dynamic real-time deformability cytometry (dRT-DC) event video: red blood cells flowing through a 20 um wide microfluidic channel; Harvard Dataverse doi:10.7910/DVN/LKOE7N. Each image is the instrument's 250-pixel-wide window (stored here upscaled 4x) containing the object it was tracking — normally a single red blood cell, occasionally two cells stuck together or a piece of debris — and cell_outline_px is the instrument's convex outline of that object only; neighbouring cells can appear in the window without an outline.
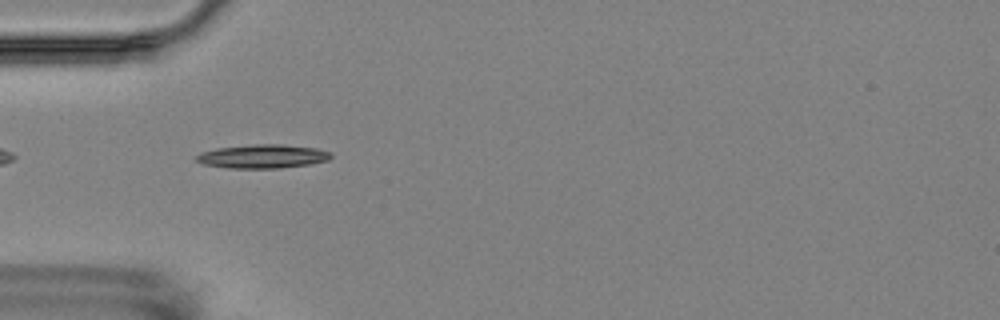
{"species": "Egyptian fruit bat (a non-hibernating species)", "species_latin": "Rousettus aegyptiacus", "temperature_condition": "room temperature", "stored_images_in_passage": 7, "camera_frame_rate_fps": 3000, "um_per_image_px": 0.085, "animal": {"sex": "female"}, "frame": {"image": 1, "passage_image": 1, "time_ms": 0.0, "image_size_px": [1000, 320], "cell_outline_px": [[332, 156], [328, 160], [308, 164], [280, 168], [228, 168], [204, 164], [196, 160], [196, 156], [200, 152], [216, 148], [252, 144], [280, 144], [316, 148], [332, 152]], "centroid_in_image_um": [22.32, 13.28], "position_along_channel_um": 62.7, "area_um2": 18.61}}
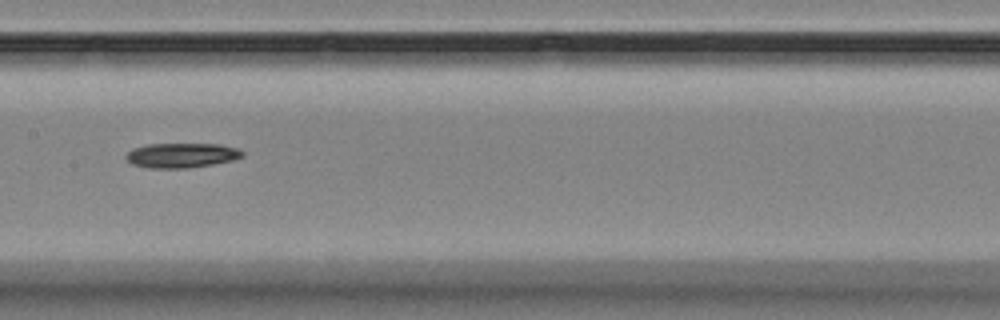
{"frame": {"image": 2, "passage_image": 4, "time_ms": 3.667, "image_size_px": [1000, 320], "cell_outline_px": [[244, 156], [232, 160], [212, 164], [188, 168], [148, 168], [132, 164], [124, 156], [132, 148], [148, 144], [220, 144], [236, 148], [244, 152]], "centroid_in_image_um": [15.41, 13.2], "position_along_channel_um": 192.0, "area_um2": 16.76}}
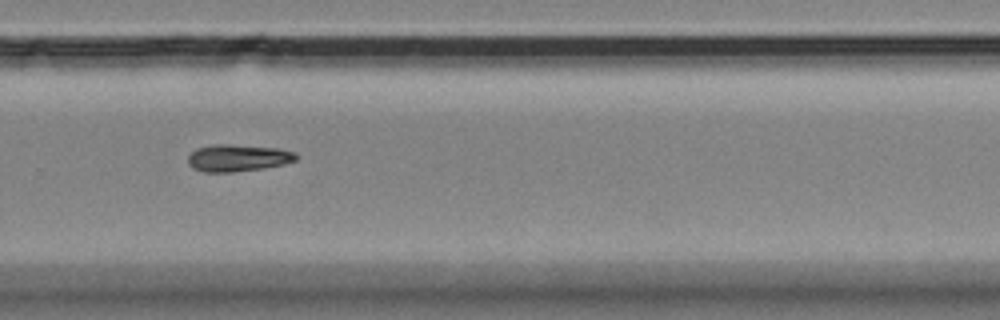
{"frame": {"image": 3, "passage_image": 7, "time_ms": 7.0, "image_size_px": [1000, 320], "cell_outline_px": [[300, 156], [296, 160], [284, 164], [264, 168], [232, 172], [204, 172], [192, 168], [188, 164], [188, 156], [196, 148], [212, 144], [228, 144], [280, 148], [296, 152]], "centroid_in_image_um": [20.24, 13.42], "position_along_channel_um": 309.6, "area_um2": 17.28}}